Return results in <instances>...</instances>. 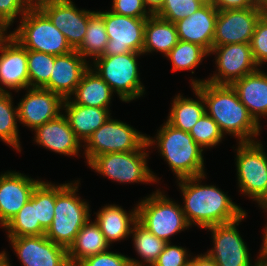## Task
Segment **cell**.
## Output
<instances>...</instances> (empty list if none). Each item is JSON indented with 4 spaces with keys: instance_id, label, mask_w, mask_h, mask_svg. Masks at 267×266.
<instances>
[{
    "instance_id": "6da1fadb",
    "label": "cell",
    "mask_w": 267,
    "mask_h": 266,
    "mask_svg": "<svg viewBox=\"0 0 267 266\" xmlns=\"http://www.w3.org/2000/svg\"><path fill=\"white\" fill-rule=\"evenodd\" d=\"M191 82L192 87L204 98L206 113L218 124L223 134L235 136L239 139L238 143L254 142V137L260 134L261 126L239 100L231 85L196 79Z\"/></svg>"
},
{
    "instance_id": "7a4b0ae2",
    "label": "cell",
    "mask_w": 267,
    "mask_h": 266,
    "mask_svg": "<svg viewBox=\"0 0 267 266\" xmlns=\"http://www.w3.org/2000/svg\"><path fill=\"white\" fill-rule=\"evenodd\" d=\"M204 178L205 174L179 179L178 184L184 197L182 210L190 226L195 223L205 229L235 221L246 213L216 186L202 185L201 179Z\"/></svg>"
},
{
    "instance_id": "3957f363",
    "label": "cell",
    "mask_w": 267,
    "mask_h": 266,
    "mask_svg": "<svg viewBox=\"0 0 267 266\" xmlns=\"http://www.w3.org/2000/svg\"><path fill=\"white\" fill-rule=\"evenodd\" d=\"M163 125L157 133L156 140L146 136L147 146L157 143L160 155L169 164L178 180L204 175L203 149L189 132L175 128L167 121Z\"/></svg>"
},
{
    "instance_id": "277c9868",
    "label": "cell",
    "mask_w": 267,
    "mask_h": 266,
    "mask_svg": "<svg viewBox=\"0 0 267 266\" xmlns=\"http://www.w3.org/2000/svg\"><path fill=\"white\" fill-rule=\"evenodd\" d=\"M78 184L56 185L54 218L45 236L68 250L78 232L90 219L89 204L76 195Z\"/></svg>"
},
{
    "instance_id": "5b68a950",
    "label": "cell",
    "mask_w": 267,
    "mask_h": 266,
    "mask_svg": "<svg viewBox=\"0 0 267 266\" xmlns=\"http://www.w3.org/2000/svg\"><path fill=\"white\" fill-rule=\"evenodd\" d=\"M9 35L27 50L55 56L73 51L63 33L36 5L21 17L19 27Z\"/></svg>"
},
{
    "instance_id": "8992f818",
    "label": "cell",
    "mask_w": 267,
    "mask_h": 266,
    "mask_svg": "<svg viewBox=\"0 0 267 266\" xmlns=\"http://www.w3.org/2000/svg\"><path fill=\"white\" fill-rule=\"evenodd\" d=\"M137 220L156 237L167 243L174 234L189 228L182 206L159 189L137 205Z\"/></svg>"
},
{
    "instance_id": "52a82bcc",
    "label": "cell",
    "mask_w": 267,
    "mask_h": 266,
    "mask_svg": "<svg viewBox=\"0 0 267 266\" xmlns=\"http://www.w3.org/2000/svg\"><path fill=\"white\" fill-rule=\"evenodd\" d=\"M141 54L131 52L94 59L95 72L110 86L112 92H117L123 102H130L145 92L137 64V57Z\"/></svg>"
},
{
    "instance_id": "ba28073f",
    "label": "cell",
    "mask_w": 267,
    "mask_h": 266,
    "mask_svg": "<svg viewBox=\"0 0 267 266\" xmlns=\"http://www.w3.org/2000/svg\"><path fill=\"white\" fill-rule=\"evenodd\" d=\"M145 149L147 147L129 152L101 154L95 156L88 165L95 172L119 183L157 182L159 178L147 166L146 158L149 155Z\"/></svg>"
},
{
    "instance_id": "9c48e42d",
    "label": "cell",
    "mask_w": 267,
    "mask_h": 266,
    "mask_svg": "<svg viewBox=\"0 0 267 266\" xmlns=\"http://www.w3.org/2000/svg\"><path fill=\"white\" fill-rule=\"evenodd\" d=\"M85 158L87 164L101 154L129 152L148 147L146 135L124 122L111 117L87 140Z\"/></svg>"
},
{
    "instance_id": "30bf717a",
    "label": "cell",
    "mask_w": 267,
    "mask_h": 266,
    "mask_svg": "<svg viewBox=\"0 0 267 266\" xmlns=\"http://www.w3.org/2000/svg\"><path fill=\"white\" fill-rule=\"evenodd\" d=\"M260 143L242 142L235 149L240 191L257 202L267 192V153Z\"/></svg>"
},
{
    "instance_id": "8fae6325",
    "label": "cell",
    "mask_w": 267,
    "mask_h": 266,
    "mask_svg": "<svg viewBox=\"0 0 267 266\" xmlns=\"http://www.w3.org/2000/svg\"><path fill=\"white\" fill-rule=\"evenodd\" d=\"M98 12L103 16L109 39L104 54L101 56L142 53L147 19L118 15L112 11Z\"/></svg>"
},
{
    "instance_id": "7c38bea8",
    "label": "cell",
    "mask_w": 267,
    "mask_h": 266,
    "mask_svg": "<svg viewBox=\"0 0 267 266\" xmlns=\"http://www.w3.org/2000/svg\"><path fill=\"white\" fill-rule=\"evenodd\" d=\"M266 11L259 3L247 9L219 11L212 46L250 43L257 21Z\"/></svg>"
},
{
    "instance_id": "4fadbf2b",
    "label": "cell",
    "mask_w": 267,
    "mask_h": 266,
    "mask_svg": "<svg viewBox=\"0 0 267 266\" xmlns=\"http://www.w3.org/2000/svg\"><path fill=\"white\" fill-rule=\"evenodd\" d=\"M246 214L235 221L205 228L212 232L214 243V248L207 251V254L217 266H255L251 264L247 245L236 228Z\"/></svg>"
},
{
    "instance_id": "5bb4252c",
    "label": "cell",
    "mask_w": 267,
    "mask_h": 266,
    "mask_svg": "<svg viewBox=\"0 0 267 266\" xmlns=\"http://www.w3.org/2000/svg\"><path fill=\"white\" fill-rule=\"evenodd\" d=\"M71 0H43L36 6L63 33L68 44L76 50L87 31L90 10H79Z\"/></svg>"
},
{
    "instance_id": "9a60e30c",
    "label": "cell",
    "mask_w": 267,
    "mask_h": 266,
    "mask_svg": "<svg viewBox=\"0 0 267 266\" xmlns=\"http://www.w3.org/2000/svg\"><path fill=\"white\" fill-rule=\"evenodd\" d=\"M215 54L217 65L215 75L205 81L213 84L231 85L234 81L253 73L258 69L255 63L250 43H233L212 46L209 54Z\"/></svg>"
},
{
    "instance_id": "2e32d148",
    "label": "cell",
    "mask_w": 267,
    "mask_h": 266,
    "mask_svg": "<svg viewBox=\"0 0 267 266\" xmlns=\"http://www.w3.org/2000/svg\"><path fill=\"white\" fill-rule=\"evenodd\" d=\"M8 238L22 266H70L67 249L45 235Z\"/></svg>"
},
{
    "instance_id": "e0dca14e",
    "label": "cell",
    "mask_w": 267,
    "mask_h": 266,
    "mask_svg": "<svg viewBox=\"0 0 267 266\" xmlns=\"http://www.w3.org/2000/svg\"><path fill=\"white\" fill-rule=\"evenodd\" d=\"M27 91L16 106L19 122L35 130L61 115L65 100L62 96L43 88H27Z\"/></svg>"
},
{
    "instance_id": "ac0fdd59",
    "label": "cell",
    "mask_w": 267,
    "mask_h": 266,
    "mask_svg": "<svg viewBox=\"0 0 267 266\" xmlns=\"http://www.w3.org/2000/svg\"><path fill=\"white\" fill-rule=\"evenodd\" d=\"M7 37L0 43V83L4 87L16 90L29 88L27 49L13 37ZM0 85V92H7Z\"/></svg>"
},
{
    "instance_id": "d6986e66",
    "label": "cell",
    "mask_w": 267,
    "mask_h": 266,
    "mask_svg": "<svg viewBox=\"0 0 267 266\" xmlns=\"http://www.w3.org/2000/svg\"><path fill=\"white\" fill-rule=\"evenodd\" d=\"M19 172L0 175V225L2 228L19 212L39 183Z\"/></svg>"
},
{
    "instance_id": "ffe728a7",
    "label": "cell",
    "mask_w": 267,
    "mask_h": 266,
    "mask_svg": "<svg viewBox=\"0 0 267 266\" xmlns=\"http://www.w3.org/2000/svg\"><path fill=\"white\" fill-rule=\"evenodd\" d=\"M88 65L86 59L76 50L55 56L49 82L43 89L57 93L64 99L71 98L83 74L89 69Z\"/></svg>"
},
{
    "instance_id": "44dd1931",
    "label": "cell",
    "mask_w": 267,
    "mask_h": 266,
    "mask_svg": "<svg viewBox=\"0 0 267 266\" xmlns=\"http://www.w3.org/2000/svg\"><path fill=\"white\" fill-rule=\"evenodd\" d=\"M218 12L213 4L206 2L191 16L175 22L179 40L198 44L210 52Z\"/></svg>"
},
{
    "instance_id": "7402d4cb",
    "label": "cell",
    "mask_w": 267,
    "mask_h": 266,
    "mask_svg": "<svg viewBox=\"0 0 267 266\" xmlns=\"http://www.w3.org/2000/svg\"><path fill=\"white\" fill-rule=\"evenodd\" d=\"M34 131L36 134L34 141L46 149L67 156L78 155L81 142L64 114L38 126Z\"/></svg>"
},
{
    "instance_id": "603a6c76",
    "label": "cell",
    "mask_w": 267,
    "mask_h": 266,
    "mask_svg": "<svg viewBox=\"0 0 267 266\" xmlns=\"http://www.w3.org/2000/svg\"><path fill=\"white\" fill-rule=\"evenodd\" d=\"M231 86L250 115L260 124V116H267V74L257 69L234 81Z\"/></svg>"
},
{
    "instance_id": "cb8c5ba5",
    "label": "cell",
    "mask_w": 267,
    "mask_h": 266,
    "mask_svg": "<svg viewBox=\"0 0 267 266\" xmlns=\"http://www.w3.org/2000/svg\"><path fill=\"white\" fill-rule=\"evenodd\" d=\"M71 99L64 100V116L78 140L86 144L92 134L110 118L111 113L109 109L75 104Z\"/></svg>"
},
{
    "instance_id": "d4e9b609",
    "label": "cell",
    "mask_w": 267,
    "mask_h": 266,
    "mask_svg": "<svg viewBox=\"0 0 267 266\" xmlns=\"http://www.w3.org/2000/svg\"><path fill=\"white\" fill-rule=\"evenodd\" d=\"M96 215L95 222L111 244L131 234L132 225L137 221V206L128 214L121 206L106 205Z\"/></svg>"
},
{
    "instance_id": "484cf974",
    "label": "cell",
    "mask_w": 267,
    "mask_h": 266,
    "mask_svg": "<svg viewBox=\"0 0 267 266\" xmlns=\"http://www.w3.org/2000/svg\"><path fill=\"white\" fill-rule=\"evenodd\" d=\"M110 244L106 241L98 224L90 219L78 232L73 244L68 248L70 266H76L86 257L106 252Z\"/></svg>"
},
{
    "instance_id": "4316f807",
    "label": "cell",
    "mask_w": 267,
    "mask_h": 266,
    "mask_svg": "<svg viewBox=\"0 0 267 266\" xmlns=\"http://www.w3.org/2000/svg\"><path fill=\"white\" fill-rule=\"evenodd\" d=\"M91 65L83 74L81 81L72 94V101L82 106L109 109L112 90L110 86L93 70Z\"/></svg>"
},
{
    "instance_id": "83f0119b",
    "label": "cell",
    "mask_w": 267,
    "mask_h": 266,
    "mask_svg": "<svg viewBox=\"0 0 267 266\" xmlns=\"http://www.w3.org/2000/svg\"><path fill=\"white\" fill-rule=\"evenodd\" d=\"M178 41L175 23L161 19L156 15L147 18L144 29L143 54L158 51L166 56Z\"/></svg>"
},
{
    "instance_id": "f1b7e54d",
    "label": "cell",
    "mask_w": 267,
    "mask_h": 266,
    "mask_svg": "<svg viewBox=\"0 0 267 266\" xmlns=\"http://www.w3.org/2000/svg\"><path fill=\"white\" fill-rule=\"evenodd\" d=\"M197 99L184 98L178 94L172 103L167 122L175 128L190 132L191 128L206 113L205 101L202 94L193 87Z\"/></svg>"
},
{
    "instance_id": "f546056e",
    "label": "cell",
    "mask_w": 267,
    "mask_h": 266,
    "mask_svg": "<svg viewBox=\"0 0 267 266\" xmlns=\"http://www.w3.org/2000/svg\"><path fill=\"white\" fill-rule=\"evenodd\" d=\"M131 234H133L135 250L141 259H143L142 262L129 257L131 265L152 266L164 250L167 242L149 232L138 220L133 224Z\"/></svg>"
},
{
    "instance_id": "4dcf8cb0",
    "label": "cell",
    "mask_w": 267,
    "mask_h": 266,
    "mask_svg": "<svg viewBox=\"0 0 267 266\" xmlns=\"http://www.w3.org/2000/svg\"><path fill=\"white\" fill-rule=\"evenodd\" d=\"M4 228L8 230V237L45 235L46 231L37 220L36 187L33 189L29 200Z\"/></svg>"
},
{
    "instance_id": "1f68e13d",
    "label": "cell",
    "mask_w": 267,
    "mask_h": 266,
    "mask_svg": "<svg viewBox=\"0 0 267 266\" xmlns=\"http://www.w3.org/2000/svg\"><path fill=\"white\" fill-rule=\"evenodd\" d=\"M108 40L103 16L98 11H91L87 31L76 52L84 59L86 56L97 58L104 54Z\"/></svg>"
},
{
    "instance_id": "d6a6232c",
    "label": "cell",
    "mask_w": 267,
    "mask_h": 266,
    "mask_svg": "<svg viewBox=\"0 0 267 266\" xmlns=\"http://www.w3.org/2000/svg\"><path fill=\"white\" fill-rule=\"evenodd\" d=\"M10 92H0V139L21 152L20 138L18 134L17 107L12 105Z\"/></svg>"
},
{
    "instance_id": "836d02e7",
    "label": "cell",
    "mask_w": 267,
    "mask_h": 266,
    "mask_svg": "<svg viewBox=\"0 0 267 266\" xmlns=\"http://www.w3.org/2000/svg\"><path fill=\"white\" fill-rule=\"evenodd\" d=\"M210 55L202 46L188 41L179 40L166 57L172 63V71L192 70L205 56Z\"/></svg>"
},
{
    "instance_id": "e575fe53",
    "label": "cell",
    "mask_w": 267,
    "mask_h": 266,
    "mask_svg": "<svg viewBox=\"0 0 267 266\" xmlns=\"http://www.w3.org/2000/svg\"><path fill=\"white\" fill-rule=\"evenodd\" d=\"M55 55L27 50L29 88H43L50 79Z\"/></svg>"
},
{
    "instance_id": "d590c367",
    "label": "cell",
    "mask_w": 267,
    "mask_h": 266,
    "mask_svg": "<svg viewBox=\"0 0 267 266\" xmlns=\"http://www.w3.org/2000/svg\"><path fill=\"white\" fill-rule=\"evenodd\" d=\"M56 186L41 181L36 185V213L40 226L47 231L54 218Z\"/></svg>"
},
{
    "instance_id": "8d00e7d4",
    "label": "cell",
    "mask_w": 267,
    "mask_h": 266,
    "mask_svg": "<svg viewBox=\"0 0 267 266\" xmlns=\"http://www.w3.org/2000/svg\"><path fill=\"white\" fill-rule=\"evenodd\" d=\"M189 134L202 149L216 146L224 136L218 124L207 113L191 128Z\"/></svg>"
},
{
    "instance_id": "74e56055",
    "label": "cell",
    "mask_w": 267,
    "mask_h": 266,
    "mask_svg": "<svg viewBox=\"0 0 267 266\" xmlns=\"http://www.w3.org/2000/svg\"><path fill=\"white\" fill-rule=\"evenodd\" d=\"M205 3L204 0H164L162 7L154 15L175 23L191 16Z\"/></svg>"
},
{
    "instance_id": "f35d334b",
    "label": "cell",
    "mask_w": 267,
    "mask_h": 266,
    "mask_svg": "<svg viewBox=\"0 0 267 266\" xmlns=\"http://www.w3.org/2000/svg\"><path fill=\"white\" fill-rule=\"evenodd\" d=\"M250 46L257 66L265 64L267 62V11L257 21Z\"/></svg>"
},
{
    "instance_id": "ab89813d",
    "label": "cell",
    "mask_w": 267,
    "mask_h": 266,
    "mask_svg": "<svg viewBox=\"0 0 267 266\" xmlns=\"http://www.w3.org/2000/svg\"><path fill=\"white\" fill-rule=\"evenodd\" d=\"M33 6L30 0H0V23L8 29L19 14L23 17Z\"/></svg>"
},
{
    "instance_id": "60d3db41",
    "label": "cell",
    "mask_w": 267,
    "mask_h": 266,
    "mask_svg": "<svg viewBox=\"0 0 267 266\" xmlns=\"http://www.w3.org/2000/svg\"><path fill=\"white\" fill-rule=\"evenodd\" d=\"M167 243L164 250L159 255L157 261L152 266H189L190 257L183 247L170 245Z\"/></svg>"
},
{
    "instance_id": "b9f144b4",
    "label": "cell",
    "mask_w": 267,
    "mask_h": 266,
    "mask_svg": "<svg viewBox=\"0 0 267 266\" xmlns=\"http://www.w3.org/2000/svg\"><path fill=\"white\" fill-rule=\"evenodd\" d=\"M112 11L115 14L147 19L152 14L146 9L143 0H113Z\"/></svg>"
},
{
    "instance_id": "7bdbcfd3",
    "label": "cell",
    "mask_w": 267,
    "mask_h": 266,
    "mask_svg": "<svg viewBox=\"0 0 267 266\" xmlns=\"http://www.w3.org/2000/svg\"><path fill=\"white\" fill-rule=\"evenodd\" d=\"M76 266H132L129 257L112 251L86 257Z\"/></svg>"
},
{
    "instance_id": "ee69618b",
    "label": "cell",
    "mask_w": 267,
    "mask_h": 266,
    "mask_svg": "<svg viewBox=\"0 0 267 266\" xmlns=\"http://www.w3.org/2000/svg\"><path fill=\"white\" fill-rule=\"evenodd\" d=\"M218 11L247 9L254 7L258 0H210Z\"/></svg>"
},
{
    "instance_id": "f6af8a7d",
    "label": "cell",
    "mask_w": 267,
    "mask_h": 266,
    "mask_svg": "<svg viewBox=\"0 0 267 266\" xmlns=\"http://www.w3.org/2000/svg\"><path fill=\"white\" fill-rule=\"evenodd\" d=\"M189 266H217L216 262L207 253L190 259Z\"/></svg>"
},
{
    "instance_id": "bcb514c9",
    "label": "cell",
    "mask_w": 267,
    "mask_h": 266,
    "mask_svg": "<svg viewBox=\"0 0 267 266\" xmlns=\"http://www.w3.org/2000/svg\"><path fill=\"white\" fill-rule=\"evenodd\" d=\"M145 7L154 15L163 5L164 0H143Z\"/></svg>"
},
{
    "instance_id": "7dc6e473",
    "label": "cell",
    "mask_w": 267,
    "mask_h": 266,
    "mask_svg": "<svg viewBox=\"0 0 267 266\" xmlns=\"http://www.w3.org/2000/svg\"><path fill=\"white\" fill-rule=\"evenodd\" d=\"M255 266H267V248H261L260 255Z\"/></svg>"
},
{
    "instance_id": "c3c4849f",
    "label": "cell",
    "mask_w": 267,
    "mask_h": 266,
    "mask_svg": "<svg viewBox=\"0 0 267 266\" xmlns=\"http://www.w3.org/2000/svg\"><path fill=\"white\" fill-rule=\"evenodd\" d=\"M260 207L267 210V192L263 195V197L257 202Z\"/></svg>"
},
{
    "instance_id": "681fc988",
    "label": "cell",
    "mask_w": 267,
    "mask_h": 266,
    "mask_svg": "<svg viewBox=\"0 0 267 266\" xmlns=\"http://www.w3.org/2000/svg\"><path fill=\"white\" fill-rule=\"evenodd\" d=\"M7 29L0 23V43L7 37L5 34Z\"/></svg>"
},
{
    "instance_id": "f907efd6",
    "label": "cell",
    "mask_w": 267,
    "mask_h": 266,
    "mask_svg": "<svg viewBox=\"0 0 267 266\" xmlns=\"http://www.w3.org/2000/svg\"><path fill=\"white\" fill-rule=\"evenodd\" d=\"M264 238H263V244H262V247L261 248H267V227L265 226V229H264Z\"/></svg>"
},
{
    "instance_id": "816d5d0a",
    "label": "cell",
    "mask_w": 267,
    "mask_h": 266,
    "mask_svg": "<svg viewBox=\"0 0 267 266\" xmlns=\"http://www.w3.org/2000/svg\"><path fill=\"white\" fill-rule=\"evenodd\" d=\"M0 266H12L9 262V258L7 257V253L4 251V262Z\"/></svg>"
},
{
    "instance_id": "f5cc1de1",
    "label": "cell",
    "mask_w": 267,
    "mask_h": 266,
    "mask_svg": "<svg viewBox=\"0 0 267 266\" xmlns=\"http://www.w3.org/2000/svg\"><path fill=\"white\" fill-rule=\"evenodd\" d=\"M258 3L267 8V0H258Z\"/></svg>"
},
{
    "instance_id": "db71d44e",
    "label": "cell",
    "mask_w": 267,
    "mask_h": 266,
    "mask_svg": "<svg viewBox=\"0 0 267 266\" xmlns=\"http://www.w3.org/2000/svg\"><path fill=\"white\" fill-rule=\"evenodd\" d=\"M4 262V251L0 253V265Z\"/></svg>"
},
{
    "instance_id": "11a10c76",
    "label": "cell",
    "mask_w": 267,
    "mask_h": 266,
    "mask_svg": "<svg viewBox=\"0 0 267 266\" xmlns=\"http://www.w3.org/2000/svg\"><path fill=\"white\" fill-rule=\"evenodd\" d=\"M34 5H36L37 3L43 1V0H30Z\"/></svg>"
}]
</instances>
